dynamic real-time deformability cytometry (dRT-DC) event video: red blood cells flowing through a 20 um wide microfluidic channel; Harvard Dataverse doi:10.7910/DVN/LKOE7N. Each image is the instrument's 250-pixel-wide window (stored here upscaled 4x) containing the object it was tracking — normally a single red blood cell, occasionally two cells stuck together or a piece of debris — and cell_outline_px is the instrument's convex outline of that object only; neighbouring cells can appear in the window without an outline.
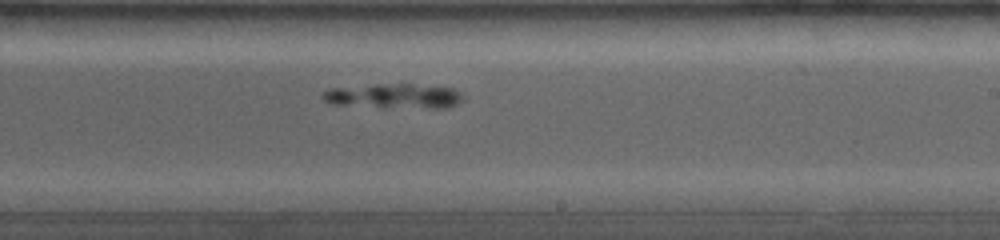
{"species": "common noctule bat (a hibernating species)", "species_latin": "Nyctalus noctula", "temperature_condition": "room temperature", "stored_images_in_passage": 25, "camera_frame_rate_fps": 4000, "um_per_image_px": 0.085, "animal": {"sex": "female", "body_mass_g": 19.0, "forearm_length_mm": 53.3}, "frame": {"image": 1, "passage_image": 15, "time_ms": 5.75, "image_size_px": [1000, 240], "cell_outline_px": [[464, 100], [456, 104], [444, 108], [432, 108], [332, 104], [324, 100], [320, 96], [328, 88], [376, 84], [412, 84], [452, 88], [460, 92]], "centroid_in_image_um": [33.48, 8.15], "position_along_channel_um": 255.5, "area_um2": 19.94}}
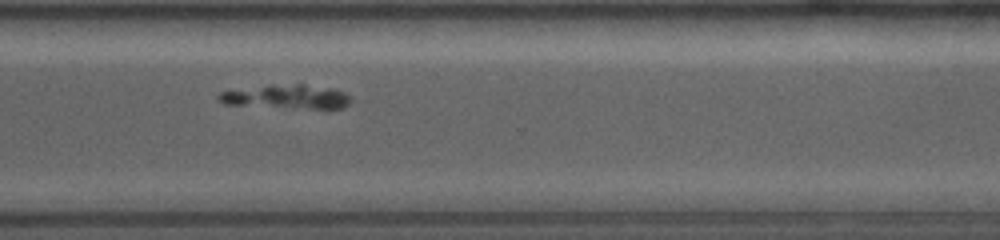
{"frame": {"image": 2, "passage_image": 19, "time_ms": 8.0, "image_size_px": [1000, 240], "cell_outline_px": [[352, 100], [348, 104], [340, 108], [328, 112], [224, 104], [216, 100], [216, 96], [220, 92], [296, 84], [304, 84], [332, 88], [344, 92]], "centroid_in_image_um": [24.5, 8.31], "position_along_channel_um": 346.1, "area_um2": 19.02}}
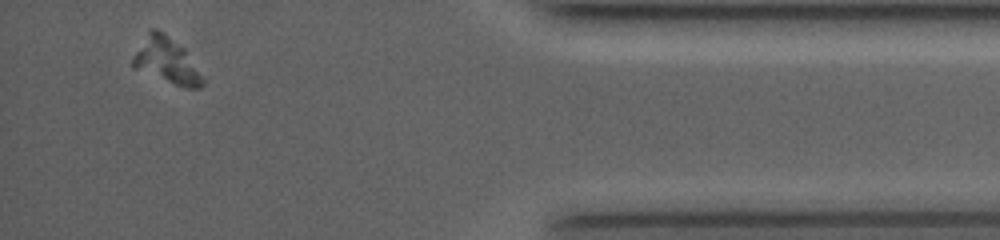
{"frame": {"image": 3, "passage_image": 24, "time_ms": 10.75, "image_size_px": [1000, 240], "cell_outline_px": [[204, 84], [200, 88], [184, 88], [132, 68], [132, 56], [148, 32], [152, 28], [156, 28], [164, 32], [184, 48], [204, 80]], "centroid_in_image_um": [14.13, 5.16], "position_along_channel_um": 421.1, "area_um2": 18.44}}